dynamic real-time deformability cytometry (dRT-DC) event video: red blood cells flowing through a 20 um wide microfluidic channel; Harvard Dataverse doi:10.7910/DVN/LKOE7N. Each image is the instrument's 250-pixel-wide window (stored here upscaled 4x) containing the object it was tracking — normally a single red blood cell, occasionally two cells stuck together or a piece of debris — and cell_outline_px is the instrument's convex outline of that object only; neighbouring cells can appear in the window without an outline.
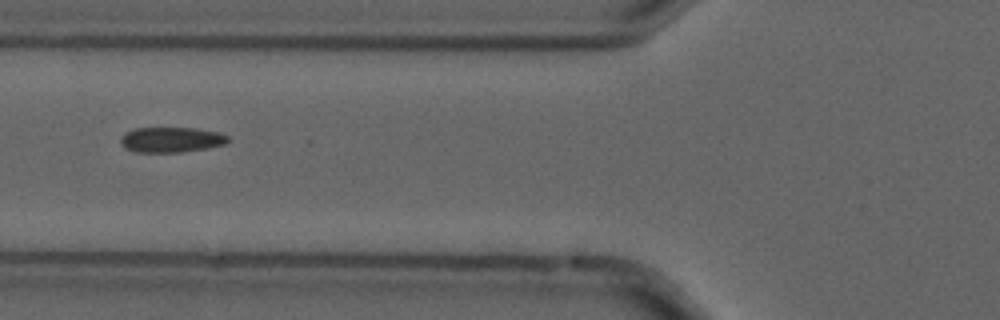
{"species": "common noctule bat (a hibernating species)", "species_latin": "Nyctalus noctula", "temperature_condition": "cold", "stored_images_in_passage": 7, "camera_frame_rate_fps": 3000, "um_per_image_px": 0.085, "animal": {"sex": "male", "forearm_length_mm": 52.5}, "frame": {"image": 1, "passage_image": 2, "time_ms": 0.333, "image_size_px": [1000, 320], "cell_outline_px": [[228, 140], [224, 144], [208, 148], [180, 152], [136, 152], [124, 148], [120, 144], [120, 140], [124, 132], [136, 128], [196, 128], [220, 132], [228, 136]], "centroid_in_image_um": [14.53, 11.87], "position_along_channel_um": 111.3, "area_um2": 15.9}}
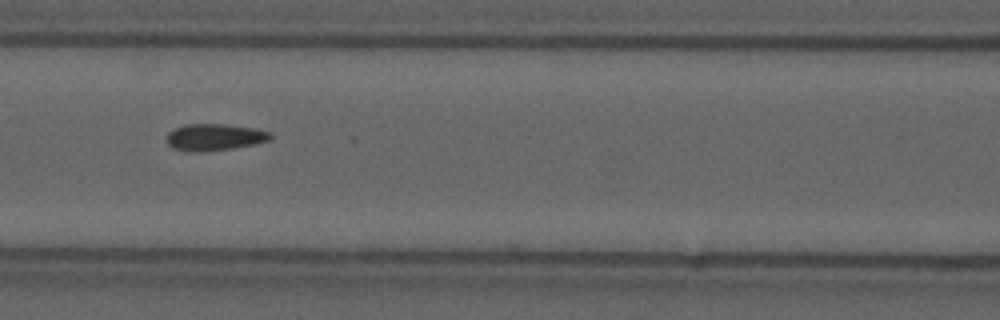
{"frame": {"image": 2, "passage_image": 3, "time_ms": 0.667, "image_size_px": [1000, 320], "cell_outline_px": [[272, 136], [268, 140], [252, 144], [232, 148], [200, 152], [192, 152], [172, 148], [168, 144], [168, 132], [184, 124], [224, 124], [256, 128], [268, 132]], "centroid_in_image_um": [18.2, 11.65], "position_along_channel_um": 148.4, "area_um2": 15.95}}
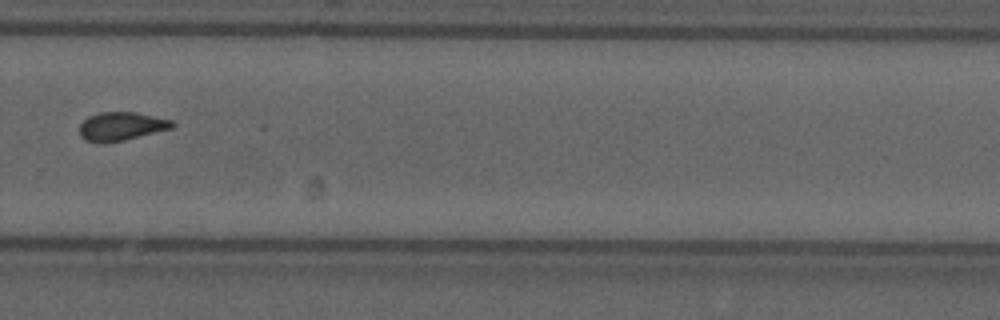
{"frame": {"image": 3, "passage_image": 7, "time_ms": 2.0, "image_size_px": [1000, 320], "cell_outline_px": [[176, 124], [172, 128], [124, 140], [104, 144], [100, 144], [84, 140], [80, 136], [80, 124], [88, 116], [100, 112], [136, 112], [172, 120]], "centroid_in_image_um": [10.28, 10.75], "position_along_channel_um": 319.5, "area_um2": 15.55}}